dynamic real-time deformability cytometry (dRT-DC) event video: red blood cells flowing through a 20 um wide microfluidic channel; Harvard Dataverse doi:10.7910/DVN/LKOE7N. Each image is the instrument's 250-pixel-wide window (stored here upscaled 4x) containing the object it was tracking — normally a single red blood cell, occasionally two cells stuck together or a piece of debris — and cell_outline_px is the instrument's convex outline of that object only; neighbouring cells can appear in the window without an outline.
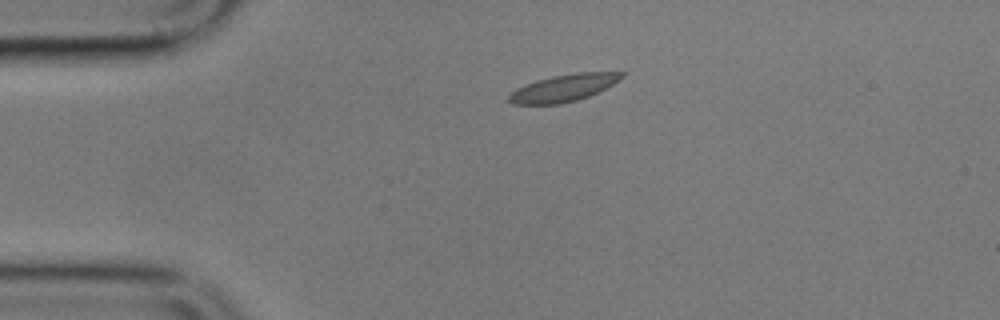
{"species": "common noctule bat (a hibernating species)", "species_latin": "Nyctalus noctula", "temperature_condition": "cold", "stored_images_in_passage": 12, "camera_frame_rate_fps": 3000, "um_per_image_px": 0.085, "animal": {"sex": "male", "body_mass_g": 17.9}, "frame": {"image": 1, "passage_image": 2, "time_ms": 2.667, "image_size_px": [1000, 320], "cell_outline_px": [[628, 72], [624, 76], [612, 84], [588, 96], [576, 100], [560, 104], [512, 104], [508, 100], [508, 96], [516, 88], [524, 84], [536, 80], [552, 76], [576, 72]], "centroid_in_image_um": [47.87, 7.46], "position_along_channel_um": 37.1, "area_um2": 17.69}}
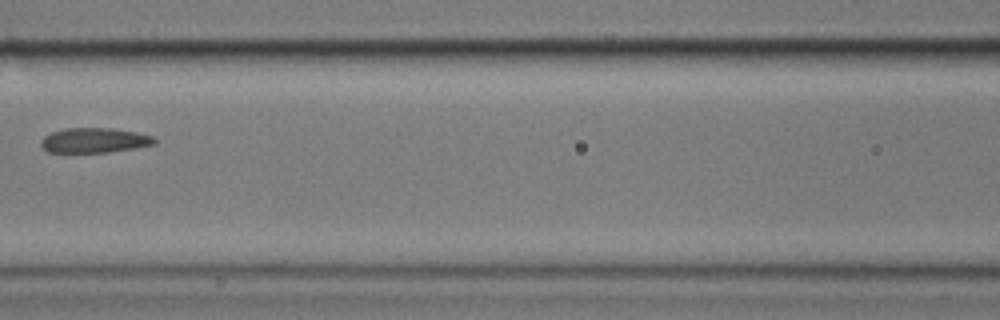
{"frame": {"image": 2, "passage_image": 5, "time_ms": 7.333, "image_size_px": [1000, 320], "cell_outline_px": [[156, 144], [136, 148], [108, 152], [48, 152], [40, 144], [40, 140], [44, 136], [52, 132], [64, 128], [112, 128], [136, 132], [152, 136], [156, 140]], "centroid_in_image_um": [8.02, 11.92], "position_along_channel_um": 158.6, "area_um2": 16.47}}
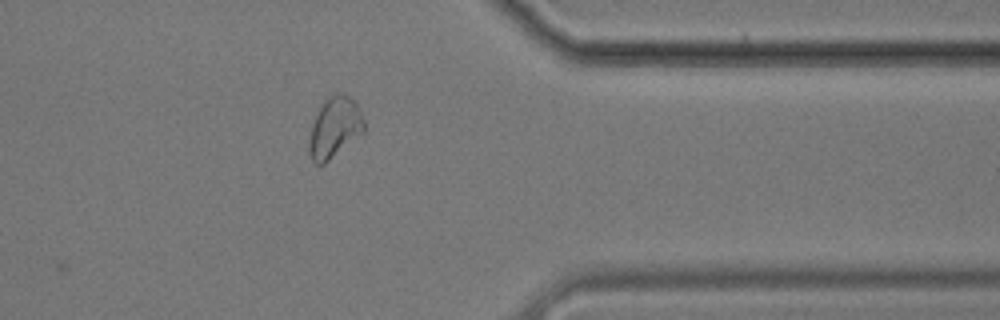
{"frame": {"image": 3, "passage_image": 11, "time_ms": 14.333, "image_size_px": [1000, 320], "cell_outline_px": [[364, 132], [324, 164], [316, 164], [312, 160], [308, 152], [308, 140], [312, 124], [324, 100], [336, 92], [340, 92], [356, 100], [360, 108], [364, 120]], "centroid_in_image_um": [28.45, 10.83], "position_along_channel_um": 382.9, "area_um2": 19.54}, "authors_computed_cell_mechanics": {"area_um2": 17.34, "velocity_mm_per_s": 3.3961, "shape_relaxation_time_tau1_ms": null, "shape_relaxation_time_tau2_ms": 2.8326, "deformation_change_tau1": null, "deformation_change_tau2": 0.0702}}